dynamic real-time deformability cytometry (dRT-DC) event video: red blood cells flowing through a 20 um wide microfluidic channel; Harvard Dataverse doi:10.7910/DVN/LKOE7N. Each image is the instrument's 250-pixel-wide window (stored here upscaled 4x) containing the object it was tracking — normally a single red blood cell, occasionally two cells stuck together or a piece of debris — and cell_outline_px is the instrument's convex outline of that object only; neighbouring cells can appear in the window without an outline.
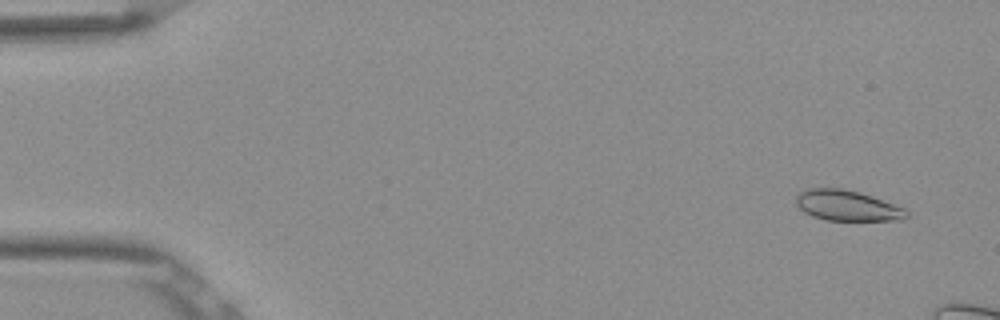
{"species": "Egyptian fruit bat (a non-hibernating species)", "species_latin": "Rousettus aegyptiacus", "temperature_condition": "room temperature", "stored_images_in_passage": 12, "camera_frame_rate_fps": 3000, "um_per_image_px": 0.085, "frame": {"image": 1, "passage_image": 4, "time_ms": 1.0, "image_size_px": [1000, 320], "cell_outline_px": [[908, 216], [904, 220], [824, 220], [812, 216], [804, 212], [796, 204], [796, 196], [800, 192], [808, 188], [840, 188], [860, 192], [904, 208], [908, 212]], "centroid_in_image_um": [72.0, 17.48], "position_along_channel_um": 13.0, "area_um2": 19.59}}